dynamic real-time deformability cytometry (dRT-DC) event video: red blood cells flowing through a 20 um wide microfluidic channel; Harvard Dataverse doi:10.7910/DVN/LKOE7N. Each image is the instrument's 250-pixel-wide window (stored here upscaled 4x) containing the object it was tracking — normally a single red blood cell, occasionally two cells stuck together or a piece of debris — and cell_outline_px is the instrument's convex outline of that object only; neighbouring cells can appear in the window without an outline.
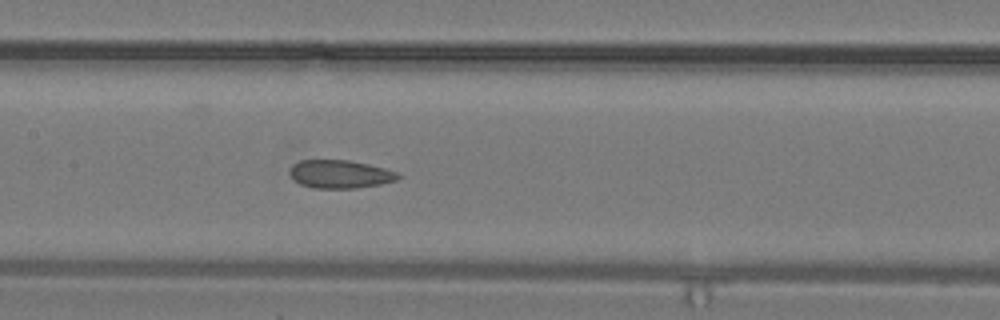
{"species": "common noctule bat (a hibernating species)", "species_latin": "Nyctalus noctula", "temperature_condition": "warm", "stored_images_in_passage": 17, "camera_frame_rate_fps": 3000, "um_per_image_px": 0.085, "animal": {"sex": "male", "body_mass_g": 19.2, "forearm_length_mm": 51.8}, "frame": {"image": 1, "passage_image": 15, "time_ms": 4.667, "image_size_px": [1000, 320], "cell_outline_px": [[400, 176], [396, 180], [380, 184], [356, 188], [312, 188], [300, 184], [292, 180], [288, 172], [288, 168], [292, 164], [300, 160], [348, 160], [368, 164], [384, 168], [396, 172]], "centroid_in_image_um": [28.82, 14.8], "position_along_channel_um": 178.6, "area_um2": 17.92}}
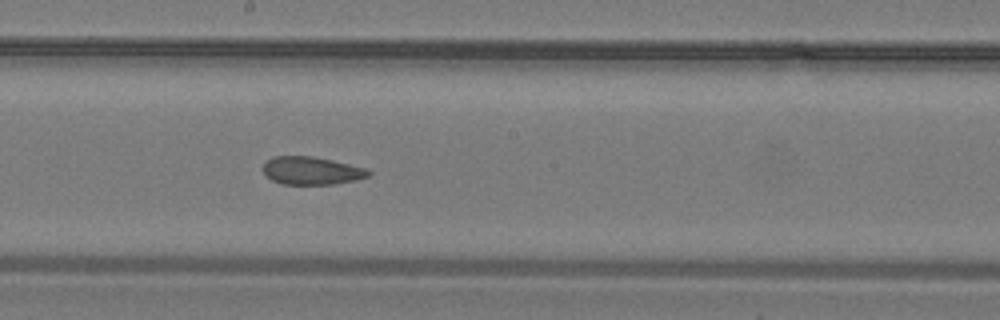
{"frame": {"image": 2, "passage_image": 17, "time_ms": 5.333, "image_size_px": [1000, 320], "cell_outline_px": [[372, 172], [368, 176], [356, 180], [332, 184], [284, 184], [272, 180], [264, 172], [264, 164], [272, 156], [312, 156], [332, 160], [364, 168]], "centroid_in_image_um": [26.48, 14.5], "position_along_channel_um": 221.7, "area_um2": 16.88}}